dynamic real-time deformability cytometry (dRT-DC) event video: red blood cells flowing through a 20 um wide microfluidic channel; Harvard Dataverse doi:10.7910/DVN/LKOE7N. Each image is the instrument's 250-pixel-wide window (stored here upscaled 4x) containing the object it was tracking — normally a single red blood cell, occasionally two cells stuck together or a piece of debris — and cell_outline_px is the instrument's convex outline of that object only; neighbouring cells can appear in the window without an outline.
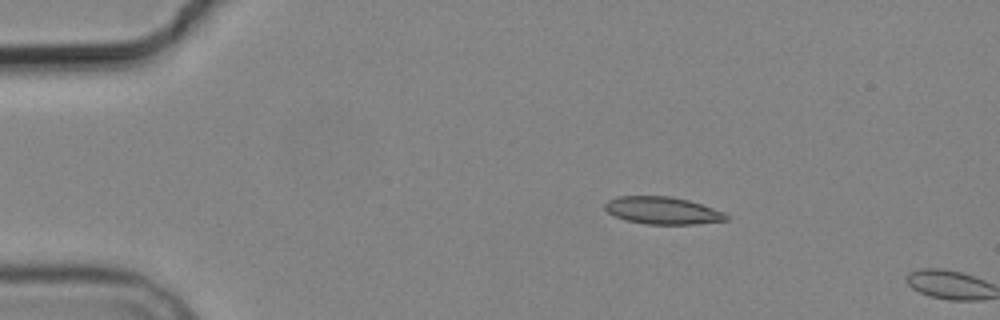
{"species": "common noctule bat (a hibernating species)", "species_latin": "Nyctalus noctula", "temperature_condition": "cold", "stored_images_in_passage": 4, "camera_frame_rate_fps": 3000, "um_per_image_px": 0.085, "animal": {"sex": "male", "body_mass_g": 19.2, "forearm_length_mm": 51.8}, "frame": {"image": 1, "passage_image": 3, "time_ms": 2.333, "image_size_px": [1000, 320], "cell_outline_px": [[728, 220], [696, 224], [644, 224], [624, 220], [608, 212], [604, 208], [604, 204], [608, 200], [616, 196], [668, 196], [688, 200], [724, 212], [728, 216]], "centroid_in_image_um": [56.28, 17.89], "position_along_channel_um": 28.7, "area_um2": 19.31}}